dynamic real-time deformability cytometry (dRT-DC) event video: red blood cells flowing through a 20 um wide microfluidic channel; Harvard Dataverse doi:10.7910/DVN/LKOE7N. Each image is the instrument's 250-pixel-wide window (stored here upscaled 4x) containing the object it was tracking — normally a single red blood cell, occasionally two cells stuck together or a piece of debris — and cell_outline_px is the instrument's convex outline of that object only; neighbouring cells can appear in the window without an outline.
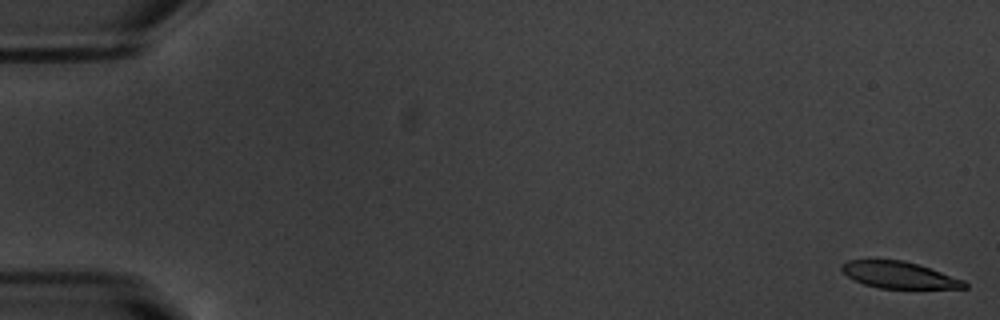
{"species": "common noctule bat (a hibernating species)", "species_latin": "Nyctalus noctula", "temperature_condition": "warm", "stored_images_in_passage": 54, "camera_frame_rate_fps": 3000, "um_per_image_px": 0.085, "animal": {"sex": "male", "body_mass_g": 20.1, "forearm_length_mm": 53.5}, "frame": {"image": 1, "passage_image": 1, "time_ms": 0.0, "image_size_px": [1000, 320], "cell_outline_px": [[968, 288], [880, 288], [864, 284], [848, 276], [840, 268], [840, 264], [848, 260], [904, 260], [964, 280], [968, 284]], "centroid_in_image_um": [76.4, 23.37], "position_along_channel_um": 8.6, "area_um2": 18.73}}
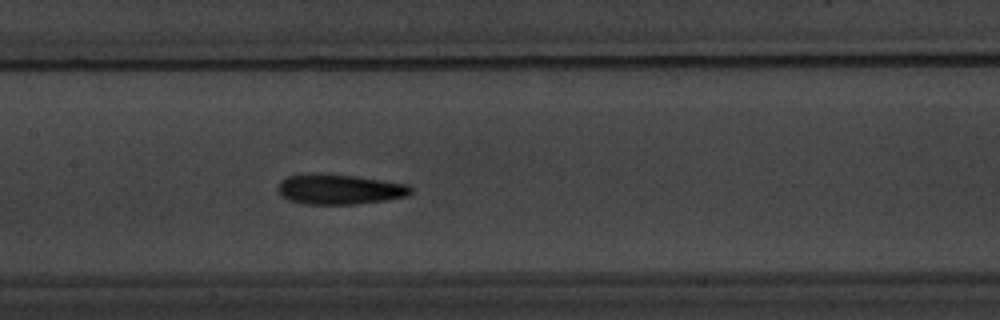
{"frame": {"image": 2, "passage_image": 27, "time_ms": 8.667, "image_size_px": [1000, 320], "cell_outline_px": [[412, 192], [408, 196], [388, 200], [356, 204], [304, 204], [288, 200], [280, 196], [276, 188], [280, 180], [288, 176], [312, 172], [316, 172], [356, 176], [408, 184], [412, 188]], "centroid_in_image_um": [28.82, 16.08], "position_along_channel_um": 178.6, "area_um2": 23.87}}
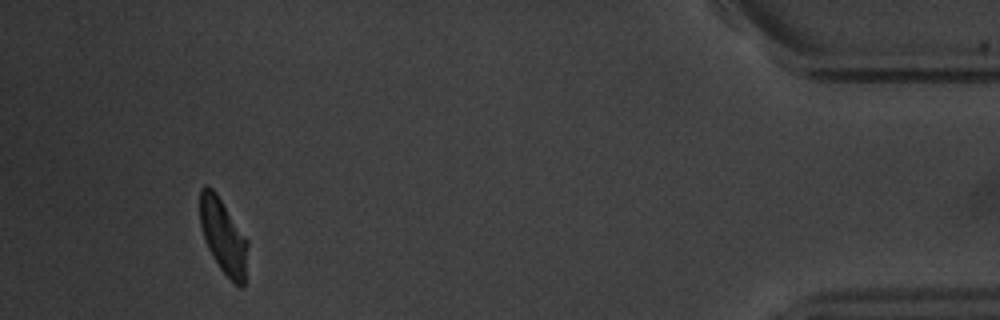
{"frame": {"image": 3, "passage_image": 51, "time_ms": 16.667, "image_size_px": [1000, 320], "cell_outline_px": [[248, 244], [244, 288], [240, 288], [220, 268], [212, 256], [204, 240], [200, 224], [200, 188], [204, 184], [208, 184], [216, 192], [248, 240]], "centroid_in_image_um": [18.97, 20.06], "position_along_channel_um": 416.2, "area_um2": 20.87}, "authors_computed_cell_mechanics": {"area_um2": 22.2819, "velocity_mm_per_s": 3.7535, "shape_relaxation_time_tau1_ms": 3.0092, "shape_relaxation_time_tau2_ms": 2.7572, "deformation_change_tau1": 0.1409, "deformation_change_tau2": 0.1038}}